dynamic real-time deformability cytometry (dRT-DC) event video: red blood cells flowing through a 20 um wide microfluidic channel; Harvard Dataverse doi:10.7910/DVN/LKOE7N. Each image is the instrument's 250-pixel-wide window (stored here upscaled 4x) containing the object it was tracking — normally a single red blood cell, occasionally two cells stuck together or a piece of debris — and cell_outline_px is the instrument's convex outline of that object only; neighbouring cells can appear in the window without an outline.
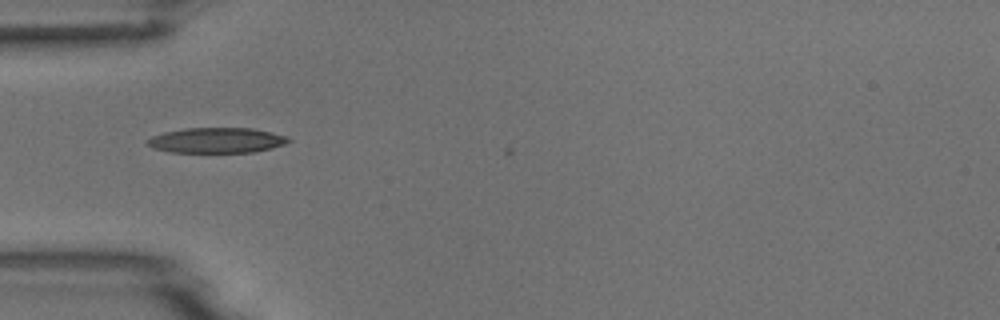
{"species": "common noctule bat (a hibernating species)", "species_latin": "Nyctalus noctula", "temperature_condition": "room temperature", "stored_images_in_passage": 5, "camera_frame_rate_fps": 3000, "um_per_image_px": 0.085, "animal": {"sex": "male", "body_mass_g": 18.8}, "frame": {"image": 1, "passage_image": 1, "time_ms": 0.0, "image_size_px": [1000, 320], "cell_outline_px": [[292, 140], [284, 144], [272, 148], [252, 152], [168, 152], [152, 148], [144, 144], [144, 140], [152, 136], [164, 132], [184, 128], [252, 128], [288, 136]], "centroid_in_image_um": [18.36, 11.92], "position_along_channel_um": 66.6, "area_um2": 20.98}}